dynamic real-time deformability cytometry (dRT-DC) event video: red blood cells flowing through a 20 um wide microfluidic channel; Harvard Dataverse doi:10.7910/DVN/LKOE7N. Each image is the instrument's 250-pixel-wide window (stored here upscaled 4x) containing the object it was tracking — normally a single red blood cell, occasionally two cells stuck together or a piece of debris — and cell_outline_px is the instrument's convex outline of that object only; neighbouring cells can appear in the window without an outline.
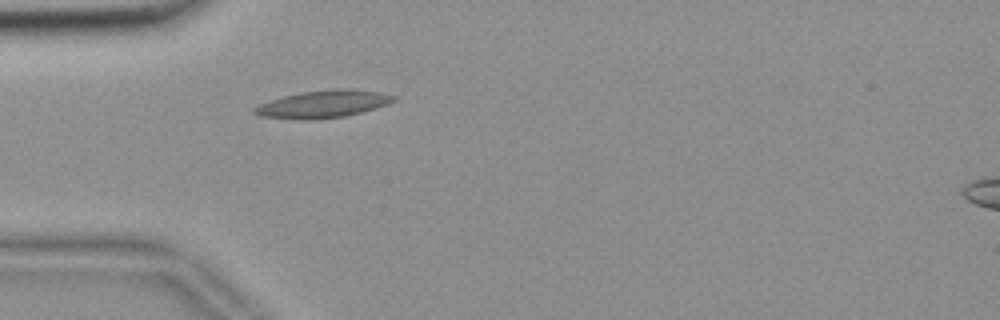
{"species": "common noctule bat (a hibernating species)", "species_latin": "Nyctalus noctula", "temperature_condition": "room temperature", "stored_images_in_passage": 40, "camera_frame_rate_fps": 3000, "um_per_image_px": 0.085, "animal": {"sex": "female", "body_mass_g": 18.4}, "frame": {"image": 1, "passage_image": 1, "time_ms": 0.0, "image_size_px": [1000, 320], "cell_outline_px": [[396, 100], [388, 104], [376, 108], [344, 116], [308, 120], [260, 116], [252, 112], [252, 108], [260, 104], [284, 96], [300, 92], [328, 88], [352, 88], [380, 92], [396, 96]], "centroid_in_image_um": [27.49, 8.82], "position_along_channel_um": 57.5, "area_um2": 22.31}}
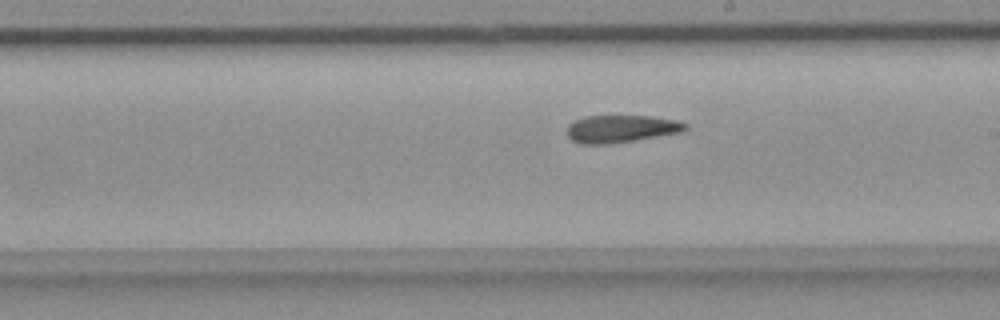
{"frame": {"image": 2, "passage_image": 16, "time_ms": 5.0, "image_size_px": [1000, 320], "cell_outline_px": [[688, 128], [680, 132], [636, 140], [608, 144], [580, 144], [572, 140], [568, 136], [568, 124], [584, 116], [652, 116], [676, 120], [688, 124]], "centroid_in_image_um": [52.79, 10.94], "position_along_channel_um": 236.2, "area_um2": 18.9}}
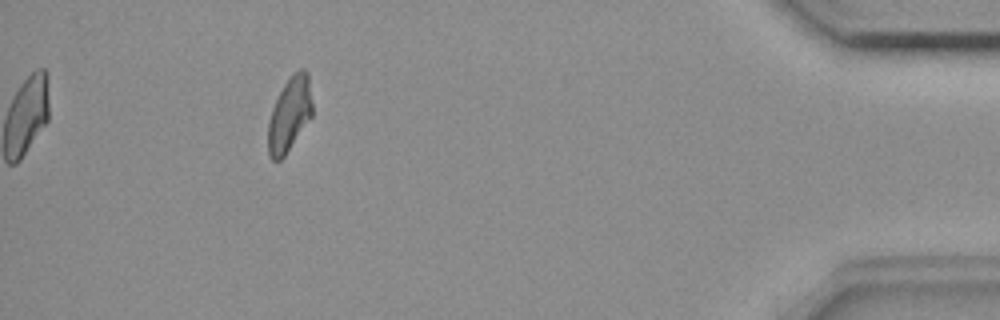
{"frame": {"image": 3, "passage_image": 35, "time_ms": 11.333, "image_size_px": [1000, 320], "cell_outline_px": [[312, 116], [284, 156], [280, 160], [272, 160], [268, 156], [268, 124], [272, 108], [284, 84], [292, 72], [300, 68], [304, 68], [308, 72], [312, 104]], "centroid_in_image_um": [24.61, 9.69], "position_along_channel_um": 410.6, "area_um2": 19.13}, "authors_computed_cell_mechanics": {"area_um2": 19.4786, "velocity_mm_per_s": 3.669, "shape_relaxation_time_tau1_ms": null, "shape_relaxation_time_tau2_ms": 5.4967, "deformation_change_tau1": null, "deformation_change_tau2": 0.1432}}